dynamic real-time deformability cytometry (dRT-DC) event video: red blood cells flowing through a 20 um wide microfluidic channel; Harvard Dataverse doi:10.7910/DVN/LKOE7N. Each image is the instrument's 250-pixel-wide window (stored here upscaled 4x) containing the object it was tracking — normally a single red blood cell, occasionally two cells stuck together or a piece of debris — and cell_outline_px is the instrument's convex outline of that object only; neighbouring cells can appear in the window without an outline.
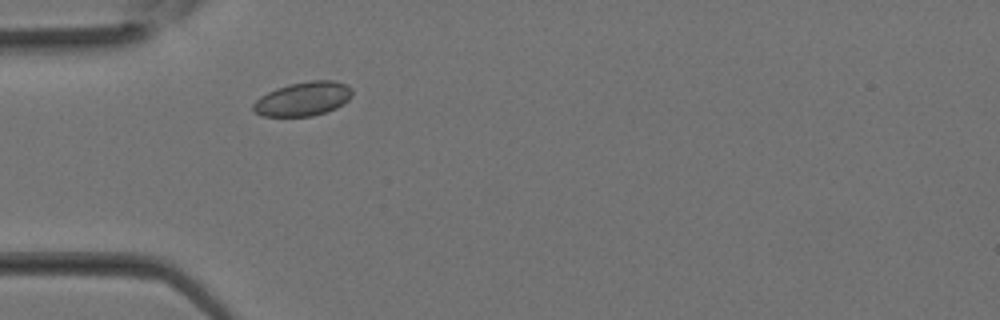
{"species": "Egyptian fruit bat (a non-hibernating species)", "species_latin": "Rousettus aegyptiacus", "temperature_condition": "room temperature", "stored_images_in_passage": 26, "camera_frame_rate_fps": 3000, "um_per_image_px": 0.085, "animal": {"sex": "female"}, "frame": {"image": 1, "passage_image": 4, "time_ms": 1.0, "image_size_px": [1000, 320], "cell_outline_px": [[352, 96], [344, 104], [336, 108], [312, 116], [260, 116], [252, 112], [252, 104], [260, 96], [276, 88], [288, 84], [308, 80], [332, 80], [344, 84], [352, 88]], "centroid_in_image_um": [25.73, 8.4], "position_along_channel_um": 59.3, "area_um2": 19.83}}
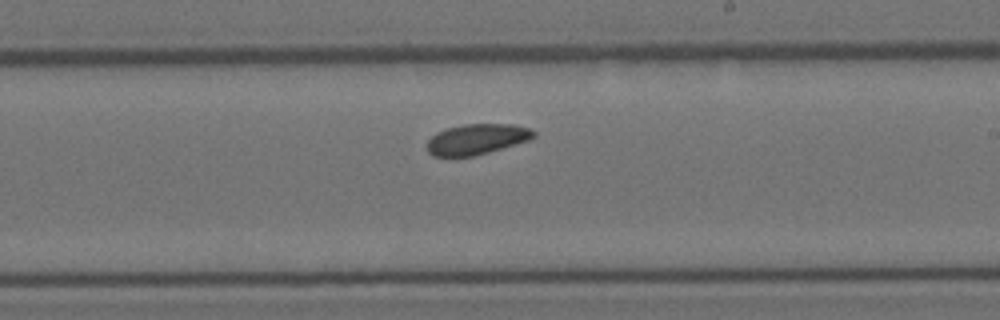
{"frame": {"image": 2, "passage_image": 13, "time_ms": 4.0, "image_size_px": [1000, 320], "cell_outline_px": [[536, 136], [528, 140], [488, 152], [472, 156], [432, 156], [428, 152], [428, 140], [436, 132], [448, 128], [464, 124], [512, 124], [528, 128], [536, 132]], "centroid_in_image_um": [40.52, 11.82], "position_along_channel_um": 248.5, "area_um2": 18.73}}
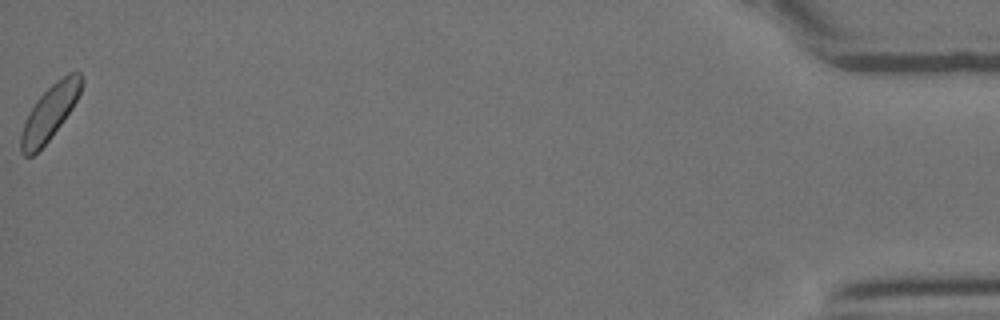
{"frame": {"image": 3, "passage_image": 26, "time_ms": 8.333, "image_size_px": [1000, 320], "cell_outline_px": [[84, 80], [80, 92], [72, 108], [48, 140], [32, 156], [24, 156], [20, 152], [20, 136], [28, 112], [36, 100], [56, 80], [68, 72], [80, 72], [84, 76]], "centroid_in_image_um": [4.23, 9.53], "position_along_channel_um": 431.0, "area_um2": 19.07}}